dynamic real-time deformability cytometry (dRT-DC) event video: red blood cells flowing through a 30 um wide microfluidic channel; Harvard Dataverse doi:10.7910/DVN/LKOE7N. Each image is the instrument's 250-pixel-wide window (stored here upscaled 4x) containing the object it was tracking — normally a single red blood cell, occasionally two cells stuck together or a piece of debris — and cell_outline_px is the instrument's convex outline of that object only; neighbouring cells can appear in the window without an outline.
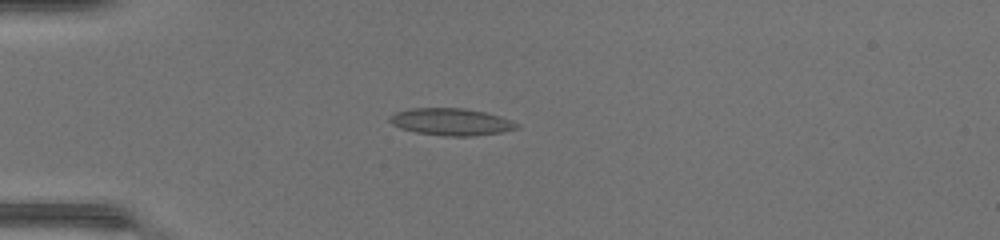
{"species": "common noctule bat (a hibernating species)", "species_latin": "Nyctalus noctula", "temperature_condition": "warm", "stored_images_in_passage": 36, "camera_frame_rate_fps": 3000, "um_per_image_px": 0.085, "animal": {"sex": "female", "body_mass_g": 17.0, "forearm_length_mm": 48.0}, "frame": {"image": 1, "passage_image": 2, "time_ms": 0.333, "image_size_px": [1000, 240], "cell_outline_px": [[520, 128], [500, 132], [472, 136], [444, 136], [416, 132], [400, 128], [392, 124], [388, 120], [388, 116], [396, 112], [412, 108], [464, 108], [484, 112], [500, 116], [512, 120], [520, 124]], "centroid_in_image_um": [38.35, 10.35], "position_along_channel_um": 46.6, "area_um2": 20.11}}
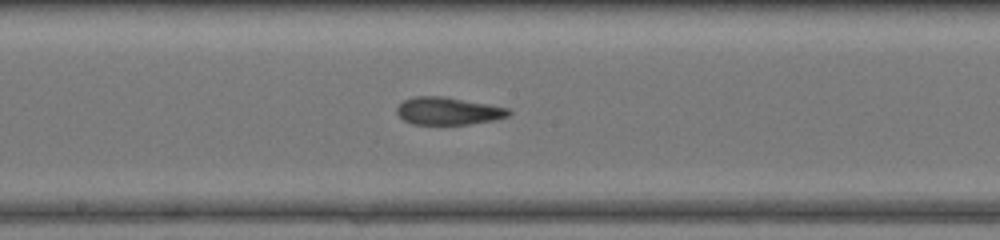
{"frame": {"image": 2, "passage_image": 15, "time_ms": 4.667, "image_size_px": [1000, 240], "cell_outline_px": [[512, 112], [508, 116], [496, 120], [468, 124], [412, 124], [404, 120], [396, 112], [396, 108], [404, 100], [416, 96], [444, 96], [488, 104], [508, 108]], "centroid_in_image_um": [38.1, 9.43], "position_along_channel_um": 210.1, "area_um2": 17.92}}
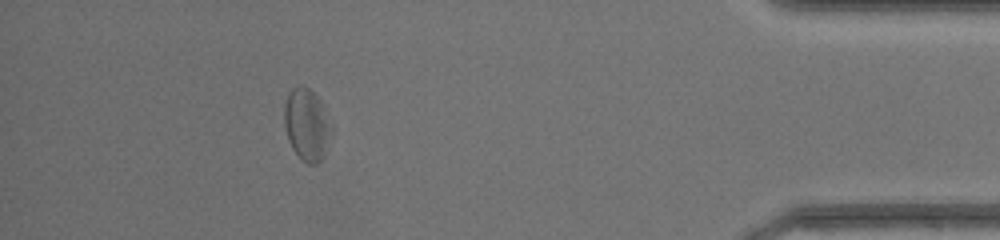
{"frame": {"image": 3, "passage_image": 32, "time_ms": 10.333, "image_size_px": [1000, 240], "cell_outline_px": [[336, 128], [324, 156], [316, 164], [308, 164], [292, 148], [288, 140], [284, 124], [284, 104], [288, 92], [292, 88], [308, 88], [324, 104]], "centroid_in_image_um": [26.15, 10.6], "position_along_channel_um": 409.1, "area_um2": 20.29}, "authors_computed_cell_mechanics": {"area_um2": 18.7272, "velocity_mm_per_s": 4.3705, "shape_relaxation_time_tau1_ms": 7.9077, "shape_relaxation_time_tau2_ms": 1.9, "deformation_change_tau1": 0.2099, "deformation_change_tau2": 0.1}}